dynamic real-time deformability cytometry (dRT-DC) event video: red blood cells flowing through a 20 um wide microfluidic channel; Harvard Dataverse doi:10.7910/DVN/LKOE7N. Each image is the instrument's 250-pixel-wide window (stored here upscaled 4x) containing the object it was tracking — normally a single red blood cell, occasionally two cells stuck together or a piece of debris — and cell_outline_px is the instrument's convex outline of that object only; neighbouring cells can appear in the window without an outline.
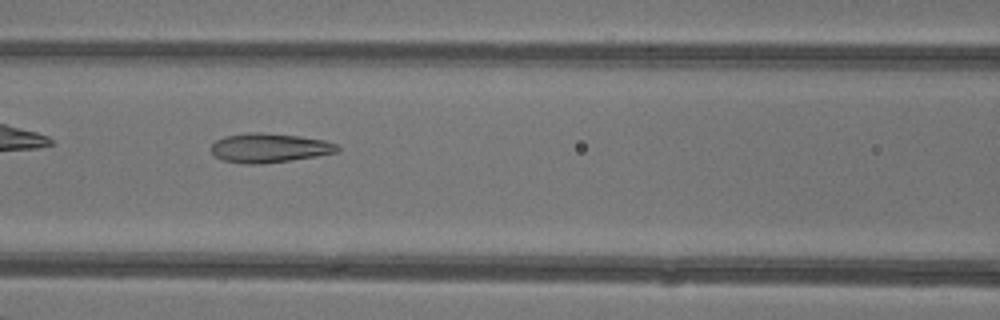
{"species": "common noctule bat (a hibernating species)", "species_latin": "Nyctalus noctula", "temperature_condition": "warm", "stored_images_in_passage": 33, "camera_frame_rate_fps": 3000, "um_per_image_px": 0.085, "animal": {"sex": "female"}, "frame": {"image": 1, "passage_image": 7, "time_ms": 2.0, "image_size_px": [1000, 320], "cell_outline_px": [[340, 148], [336, 152], [316, 156], [260, 164], [244, 164], [224, 160], [216, 156], [212, 152], [212, 144], [216, 140], [224, 136], [248, 132], [260, 132], [300, 136], [324, 140], [336, 144]], "centroid_in_image_um": [22.88, 12.56], "position_along_channel_um": 143.7, "area_um2": 21.33}}
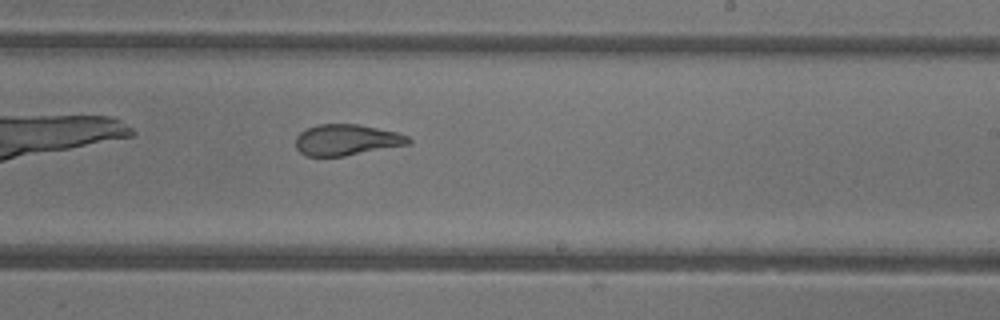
{"frame": {"image": 2, "passage_image": 15, "time_ms": 4.667, "image_size_px": [1000, 320], "cell_outline_px": [[412, 140], [408, 144], [344, 156], [304, 156], [296, 148], [296, 136], [300, 132], [308, 128], [320, 124], [356, 124], [396, 132], [408, 136]], "centroid_in_image_um": [29.43, 11.89], "position_along_channel_um": 259.6, "area_um2": 20.17}}
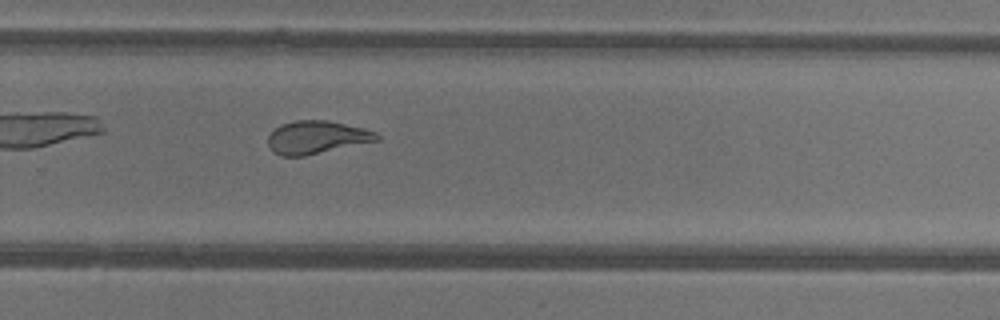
{"frame": {"image": 3, "passage_image": 18, "time_ms": 5.667, "image_size_px": [1000, 320], "cell_outline_px": [[380, 140], [304, 156], [280, 156], [272, 152], [268, 148], [268, 136], [280, 124], [296, 120], [328, 120], [364, 128], [376, 132], [380, 136]], "centroid_in_image_um": [26.9, 11.67], "position_along_channel_um": 302.9, "area_um2": 21.04}, "authors_computed_cell_mechanics": {"area_um2": 21.675, "velocity_mm_per_s": 4.3547, "shape_relaxation_time_tau1_ms": 7.5405, "shape_relaxation_time_tau2_ms": 1.016, "deformation_change_tau1": 0.2609, "deformation_change_tau2": 0.0842}}